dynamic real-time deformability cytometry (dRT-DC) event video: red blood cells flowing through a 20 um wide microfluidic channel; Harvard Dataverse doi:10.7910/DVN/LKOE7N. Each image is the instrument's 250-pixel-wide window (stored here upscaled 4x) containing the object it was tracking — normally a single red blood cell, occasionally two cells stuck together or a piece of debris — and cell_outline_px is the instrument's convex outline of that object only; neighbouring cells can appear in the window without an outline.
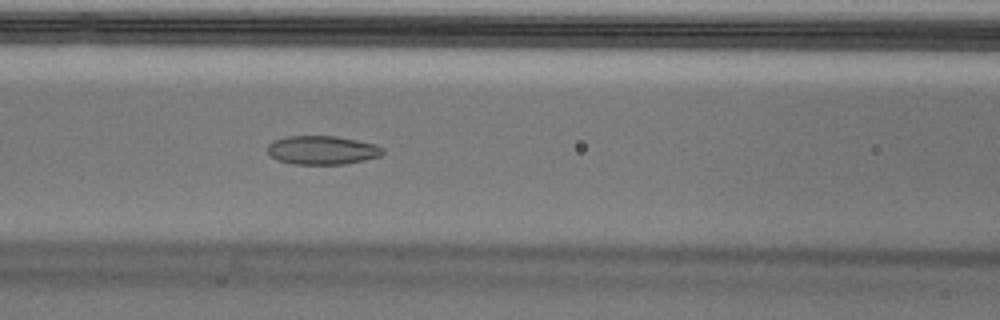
{"species": "Egyptian fruit bat (a non-hibernating species)", "species_latin": "Rousettus aegyptiacus", "temperature_condition": "cold", "stored_images_in_passage": 37, "segment_of_instrument_passage": [1, 2], "camera_frame_rate_fps": 3000, "um_per_image_px": 0.085, "animal": {"sex": "male"}, "frame": {"image": 1, "passage_image": 6, "time_ms": 1.667, "image_size_px": [1000, 320], "cell_outline_px": [[384, 152], [380, 156], [364, 160], [344, 164], [292, 164], [280, 160], [272, 156], [268, 152], [268, 144], [272, 140], [284, 136], [336, 136], [376, 144], [384, 148]], "centroid_in_image_um": [27.39, 12.75], "position_along_channel_um": 139.2, "area_um2": 19.31}}